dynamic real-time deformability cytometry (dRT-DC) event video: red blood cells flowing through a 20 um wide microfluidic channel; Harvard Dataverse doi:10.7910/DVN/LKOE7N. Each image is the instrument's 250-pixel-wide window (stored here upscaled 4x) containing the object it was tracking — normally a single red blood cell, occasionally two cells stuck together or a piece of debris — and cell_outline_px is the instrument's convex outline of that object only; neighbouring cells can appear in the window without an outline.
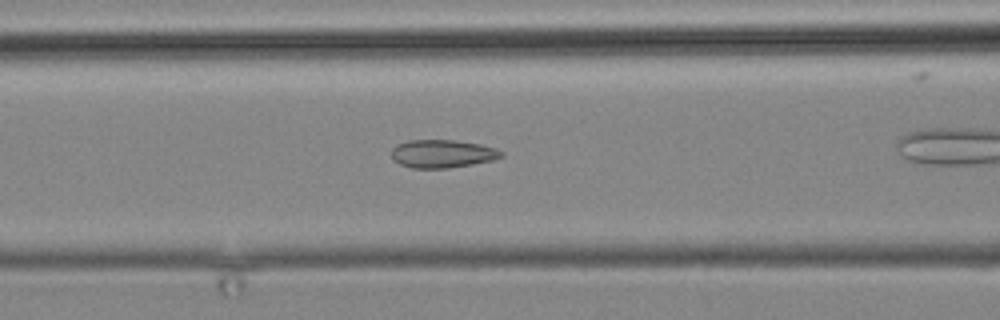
{"species": "common noctule bat (a hibernating species)", "species_latin": "Nyctalus noctula", "temperature_condition": "cold", "stored_images_in_passage": 11, "segment_of_instrument_passage": [1, 2], "camera_frame_rate_fps": 3000, "um_per_image_px": 0.085, "animal": {"sex": "male", "body_mass_g": 19.2, "forearm_length_mm": 51.8}, "frame": {"image": 1, "passage_image": 10, "time_ms": 11.667, "image_size_px": [1000, 320], "cell_outline_px": [[504, 156], [492, 160], [472, 164], [448, 168], [412, 168], [400, 164], [392, 160], [392, 148], [396, 144], [408, 140], [452, 140], [480, 144], [496, 148], [504, 152]], "centroid_in_image_um": [37.59, 13.06], "position_along_channel_um": 129.0, "area_um2": 18.03}}